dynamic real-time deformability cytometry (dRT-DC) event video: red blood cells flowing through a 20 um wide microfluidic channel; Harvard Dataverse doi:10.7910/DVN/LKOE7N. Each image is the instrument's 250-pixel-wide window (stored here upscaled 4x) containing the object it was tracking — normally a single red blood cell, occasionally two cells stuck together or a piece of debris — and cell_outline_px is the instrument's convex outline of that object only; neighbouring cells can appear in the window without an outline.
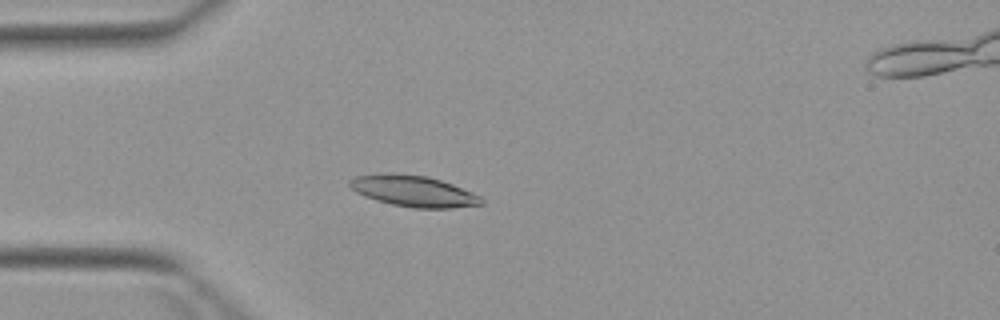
{"species": "Egyptian fruit bat (a non-hibernating species)", "species_latin": "Rousettus aegyptiacus", "temperature_condition": "warm", "stored_images_in_passage": 2, "camera_frame_rate_fps": 3000, "um_per_image_px": 0.085, "animal": {"sex": "female"}, "frame": {"image": 1, "passage_image": 2, "time_ms": 1.0, "image_size_px": [1000, 320], "cell_outline_px": [[484, 204], [452, 208], [412, 208], [392, 204], [376, 200], [364, 196], [356, 192], [348, 184], [348, 180], [356, 176], [380, 172], [392, 172], [428, 176], [452, 184], [472, 192], [480, 196], [484, 200]], "centroid_in_image_um": [35.12, 16.23], "position_along_channel_um": 49.9, "area_um2": 24.16}}